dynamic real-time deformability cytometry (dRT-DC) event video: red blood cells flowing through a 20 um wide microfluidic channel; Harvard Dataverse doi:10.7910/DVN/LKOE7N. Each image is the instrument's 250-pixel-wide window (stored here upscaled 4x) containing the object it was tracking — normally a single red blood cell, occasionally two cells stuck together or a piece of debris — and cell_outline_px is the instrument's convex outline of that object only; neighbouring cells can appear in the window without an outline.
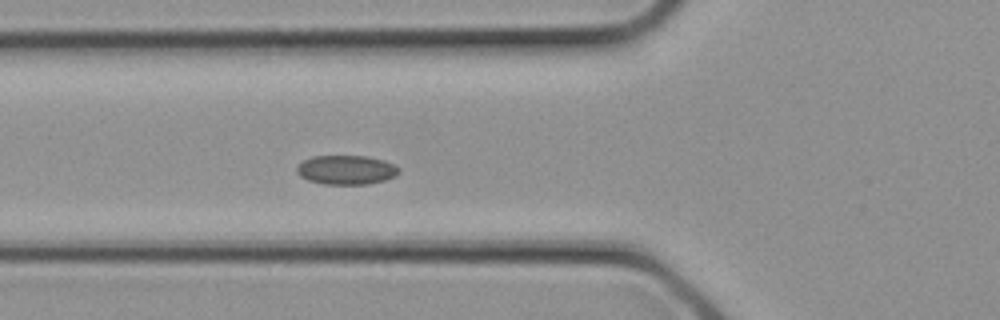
{"species": "common noctule bat (a hibernating species)", "species_latin": "Nyctalus noctula", "temperature_condition": "cold", "stored_images_in_passage": 13, "camera_frame_rate_fps": 3000, "um_per_image_px": 0.085, "animal": {"sex": "female", "body_mass_g": 21.9}, "frame": {"image": 1, "passage_image": 6, "time_ms": 1.667, "image_size_px": [1000, 320], "cell_outline_px": [[400, 172], [396, 176], [384, 180], [368, 184], [324, 184], [308, 180], [300, 176], [296, 172], [296, 168], [304, 160], [312, 156], [368, 156], [384, 160], [396, 164], [400, 168]], "centroid_in_image_um": [29.47, 14.43], "position_along_channel_um": 96.3, "area_um2": 17.51}}
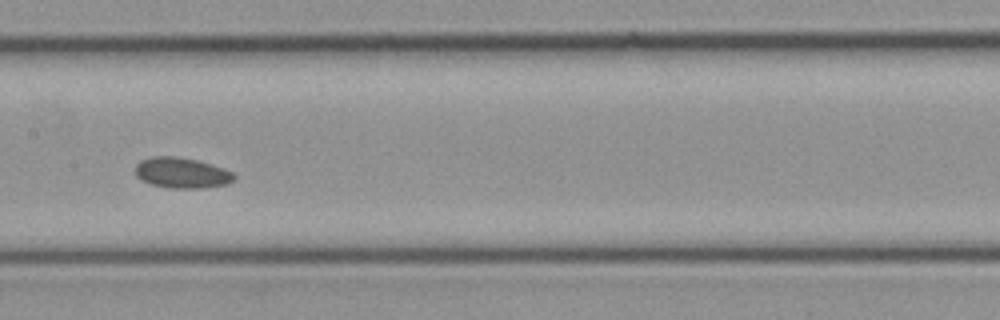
{"frame": {"image": 2, "passage_image": 10, "time_ms": 3.0, "image_size_px": [1000, 320], "cell_outline_px": [[236, 180], [228, 184], [200, 188], [168, 188], [152, 184], [136, 176], [136, 164], [140, 160], [152, 156], [176, 156], [196, 160], [212, 164], [224, 168], [232, 172], [236, 176]], "centroid_in_image_um": [15.48, 14.69], "position_along_channel_um": 191.9, "area_um2": 17.69}}
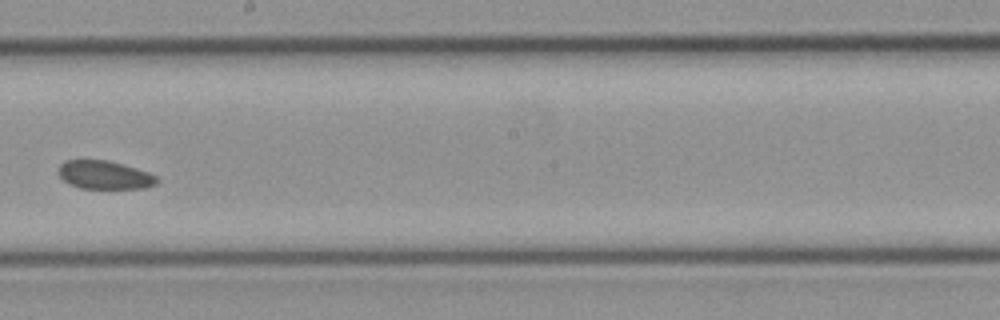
{"frame": {"image": 3, "passage_image": 12, "time_ms": 3.667, "image_size_px": [1000, 320], "cell_outline_px": [[160, 180], [156, 184], [144, 188], [80, 188], [64, 180], [60, 176], [60, 164], [64, 160], [108, 160], [124, 164], [148, 172], [156, 176]], "centroid_in_image_um": [8.93, 14.86], "position_along_channel_um": 239.3, "area_um2": 16.13}}